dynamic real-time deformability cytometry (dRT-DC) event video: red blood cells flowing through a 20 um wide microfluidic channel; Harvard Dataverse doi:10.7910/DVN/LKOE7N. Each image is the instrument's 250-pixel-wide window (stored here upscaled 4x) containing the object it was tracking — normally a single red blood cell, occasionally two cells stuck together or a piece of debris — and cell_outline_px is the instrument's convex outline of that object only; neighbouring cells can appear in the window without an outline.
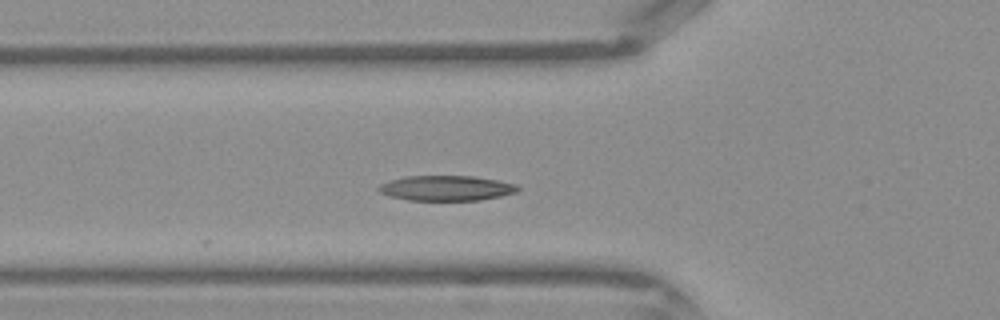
{"species": "Egyptian fruit bat (a non-hibernating species)", "species_latin": "Rousettus aegyptiacus", "temperature_condition": "warm", "stored_images_in_passage": 26, "camera_frame_rate_fps": 3000, "um_per_image_px": 0.085, "frame": {"image": 1, "passage_image": 2, "time_ms": 0.333, "image_size_px": [1000, 320], "cell_outline_px": [[520, 188], [516, 192], [500, 196], [480, 200], [408, 200], [388, 196], [380, 192], [376, 188], [380, 184], [404, 176], [472, 176], [496, 180], [516, 184]], "centroid_in_image_um": [37.91, 15.99], "position_along_channel_um": 87.9, "area_um2": 20.29}}
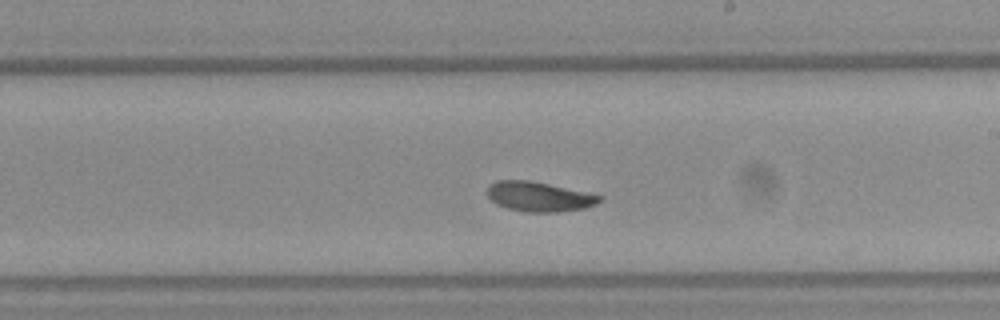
{"frame": {"image": 2, "passage_image": 12, "time_ms": 3.667, "image_size_px": [1000, 320], "cell_outline_px": [[604, 196], [596, 204], [584, 208], [556, 212], [524, 212], [508, 208], [496, 204], [488, 196], [488, 184], [496, 180], [528, 180], [548, 184]], "centroid_in_image_um": [45.79, 16.71], "position_along_channel_um": 243.2, "area_um2": 19.31}}
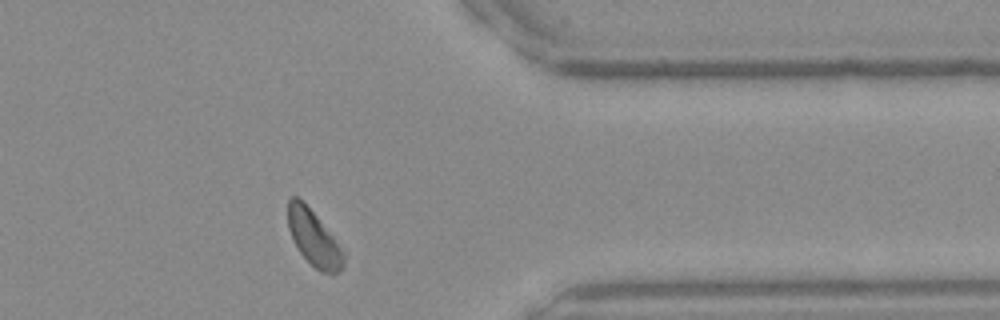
{"frame": {"image": 3, "passage_image": 22, "time_ms": 7.0, "image_size_px": [1000, 320], "cell_outline_px": [[344, 268], [332, 276], [320, 272], [300, 252], [288, 228], [288, 196], [296, 196], [316, 216], [332, 236], [344, 252]], "centroid_in_image_um": [26.69, 20.29], "position_along_channel_um": 384.7, "area_um2": 17.63}}